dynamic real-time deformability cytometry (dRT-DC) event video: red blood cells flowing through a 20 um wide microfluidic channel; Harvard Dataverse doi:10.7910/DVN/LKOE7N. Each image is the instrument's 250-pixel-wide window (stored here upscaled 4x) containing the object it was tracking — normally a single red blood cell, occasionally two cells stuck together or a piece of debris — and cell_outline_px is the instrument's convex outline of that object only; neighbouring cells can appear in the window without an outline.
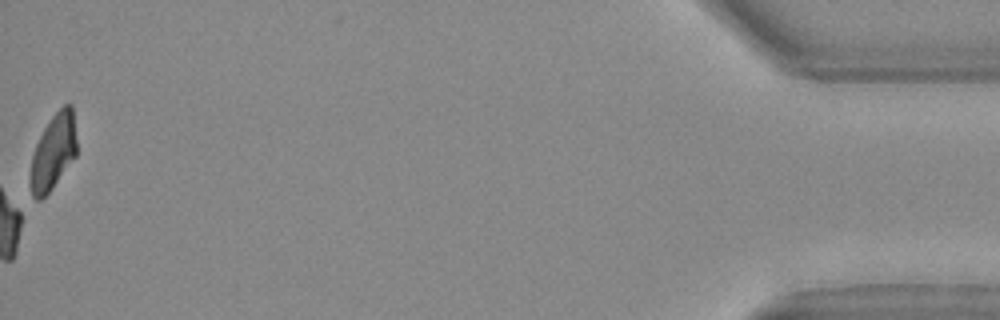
{"species": "Egyptian fruit bat (a non-hibernating species)", "species_latin": "Rousettus aegyptiacus", "temperature_condition": "warm", "stored_images_in_passage": 37, "camera_frame_rate_fps": 3000, "um_per_image_px": 0.085, "animal": {"sex": "female"}, "frame": {"image": 1, "passage_image": 37, "time_ms": 12.0, "image_size_px": [1000, 320], "cell_outline_px": [[76, 156], [52, 188], [40, 200], [36, 200], [32, 196], [28, 184], [28, 176], [32, 156], [36, 144], [44, 128], [52, 116], [64, 104], [72, 104], [76, 140]], "centroid_in_image_um": [4.49, 12.95], "position_along_channel_um": 430.7, "area_um2": 20.52}}